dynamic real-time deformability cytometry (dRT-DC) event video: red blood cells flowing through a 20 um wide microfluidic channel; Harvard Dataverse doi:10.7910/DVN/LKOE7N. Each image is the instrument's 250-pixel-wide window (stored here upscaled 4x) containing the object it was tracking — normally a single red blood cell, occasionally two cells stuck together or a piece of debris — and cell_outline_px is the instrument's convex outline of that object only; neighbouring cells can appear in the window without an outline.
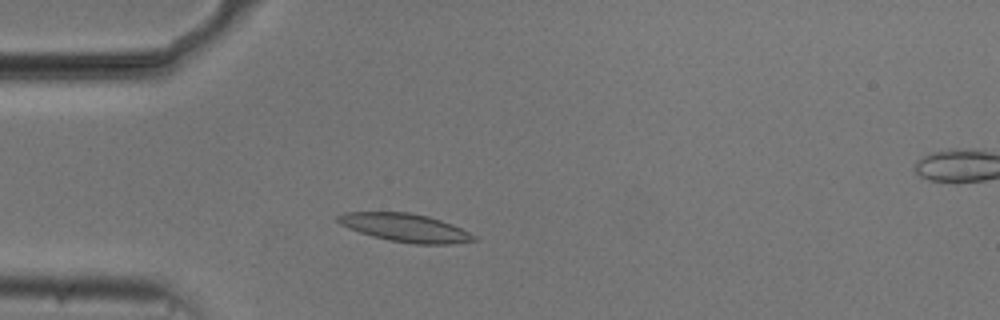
{"species": "common noctule bat (a hibernating species)", "species_latin": "Nyctalus noctula", "temperature_condition": "cold", "stored_images_in_passage": 48, "camera_frame_rate_fps": 3000, "um_per_image_px": 0.085, "animal": {"sex": "male", "body_mass_g": 20.5, "forearm_length_mm": 52.5}, "frame": {"image": 1, "passage_image": 9, "time_ms": 2.667, "image_size_px": [1000, 320], "cell_outline_px": [[480, 240], [452, 244], [416, 244], [388, 240], [372, 236], [348, 228], [340, 224], [336, 220], [336, 216], [344, 212], [408, 212], [428, 216], [452, 224], [476, 236]], "centroid_in_image_um": [34.45, 19.36], "position_along_channel_um": 50.6, "area_um2": 22.37}}
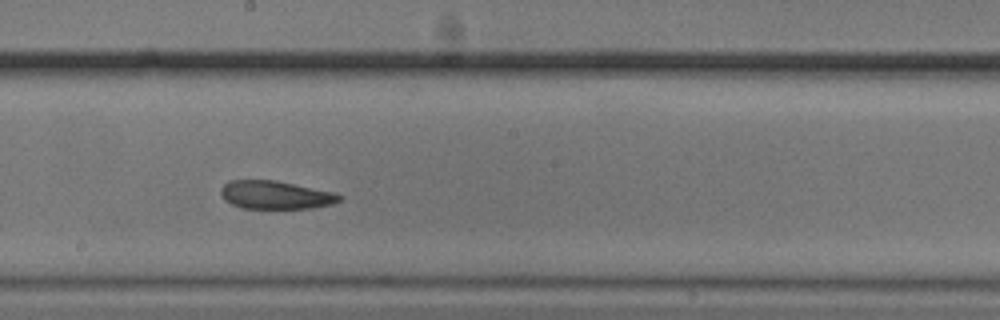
{"frame": {"image": 2, "passage_image": 24, "time_ms": 7.667, "image_size_px": [1000, 320], "cell_outline_px": [[340, 200], [332, 204], [312, 208], [244, 208], [232, 204], [224, 200], [220, 192], [220, 188], [228, 180], [272, 180], [336, 192], [340, 196]], "centroid_in_image_um": [23.39, 16.56], "position_along_channel_um": 224.8, "area_um2": 19.36}}
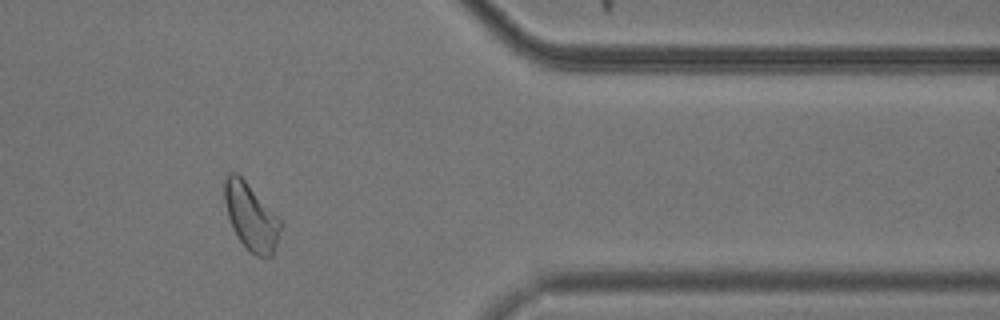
{"frame": {"image": 3, "passage_image": 39, "time_ms": 12.667, "image_size_px": [1000, 320], "cell_outline_px": [[280, 228], [272, 256], [256, 256], [248, 252], [232, 228], [228, 216], [224, 200], [224, 176], [228, 172], [236, 172], [244, 180], [280, 220]], "centroid_in_image_um": [21.27, 18.42], "position_along_channel_um": 390.1, "area_um2": 21.27}, "authors_computed_cell_mechanics": {"area_um2": 21.2126, "velocity_mm_per_s": 3.7069, "shape_relaxation_time_tau1_ms": null, "shape_relaxation_time_tau2_ms": 3.6661, "deformation_change_tau1": null, "deformation_change_tau2": 0.0975}}